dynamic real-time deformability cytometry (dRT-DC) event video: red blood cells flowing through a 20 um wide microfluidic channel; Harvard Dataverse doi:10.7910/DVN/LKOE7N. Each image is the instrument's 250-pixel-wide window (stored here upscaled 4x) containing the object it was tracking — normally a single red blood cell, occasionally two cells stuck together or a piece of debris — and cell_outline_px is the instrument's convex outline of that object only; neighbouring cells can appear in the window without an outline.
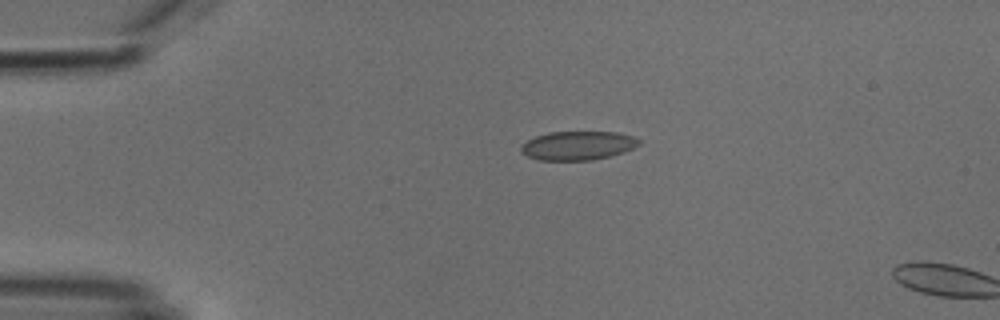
{"species": "common noctule bat (a hibernating species)", "species_latin": "Nyctalus noctula", "temperature_condition": "cold", "stored_images_in_passage": 2, "camera_frame_rate_fps": 3000, "um_per_image_px": 0.085, "animal": {"sex": "male", "body_mass_g": 18.8}, "frame": {"image": 1, "passage_image": 1, "time_ms": 0.0, "image_size_px": [1000, 320], "cell_outline_px": [[640, 144], [624, 152], [592, 160], [540, 160], [528, 156], [520, 152], [520, 144], [536, 136], [548, 132], [616, 132], [632, 136], [640, 140]], "centroid_in_image_um": [49.08, 12.37], "position_along_channel_um": 35.9, "area_um2": 19.77}}